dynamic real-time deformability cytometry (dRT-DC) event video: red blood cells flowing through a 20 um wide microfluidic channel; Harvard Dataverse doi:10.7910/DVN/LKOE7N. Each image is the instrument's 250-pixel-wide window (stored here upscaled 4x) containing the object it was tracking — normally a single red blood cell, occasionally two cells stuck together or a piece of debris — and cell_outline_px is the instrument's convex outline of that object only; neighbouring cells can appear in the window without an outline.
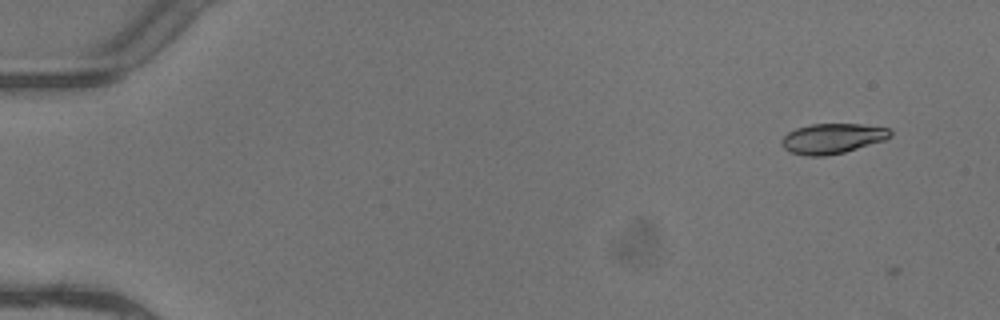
{"species": "common noctule bat (a hibernating species)", "species_latin": "Nyctalus noctula", "temperature_condition": "warm", "stored_images_in_passage": 5, "camera_frame_rate_fps": 3000, "um_per_image_px": 0.085, "animal": {"sex": "female"}, "frame": {"image": 1, "passage_image": 1, "time_ms": 0.0, "image_size_px": [1000, 320], "cell_outline_px": [[892, 136], [884, 140], [844, 152], [824, 156], [804, 156], [788, 152], [784, 148], [780, 140], [788, 132], [796, 128], [812, 124], [860, 124], [888, 128], [892, 132]], "centroid_in_image_um": [70.72, 11.78], "position_along_channel_um": 14.3, "area_um2": 19.07}}
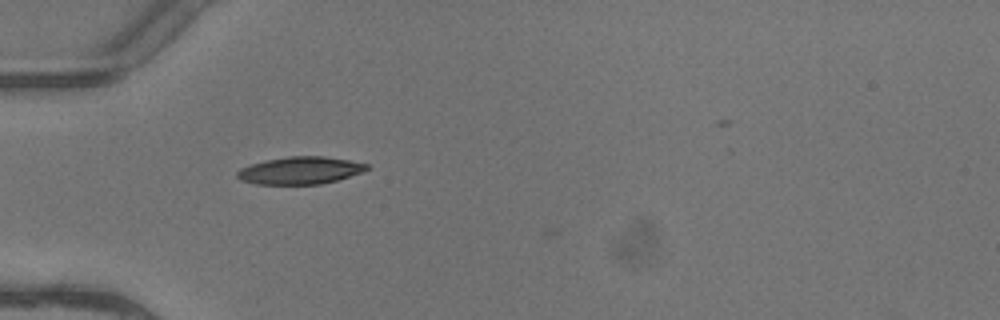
{"frame": {"image": 2, "passage_image": 4, "time_ms": 1.0, "image_size_px": [1000, 320], "cell_outline_px": [[368, 168], [364, 172], [336, 180], [320, 184], [256, 184], [240, 180], [236, 176], [236, 172], [240, 168], [264, 160], [288, 156], [324, 156], [348, 160], [368, 164]], "centroid_in_image_um": [25.49, 14.48], "position_along_channel_um": 59.5, "area_um2": 20.69}}